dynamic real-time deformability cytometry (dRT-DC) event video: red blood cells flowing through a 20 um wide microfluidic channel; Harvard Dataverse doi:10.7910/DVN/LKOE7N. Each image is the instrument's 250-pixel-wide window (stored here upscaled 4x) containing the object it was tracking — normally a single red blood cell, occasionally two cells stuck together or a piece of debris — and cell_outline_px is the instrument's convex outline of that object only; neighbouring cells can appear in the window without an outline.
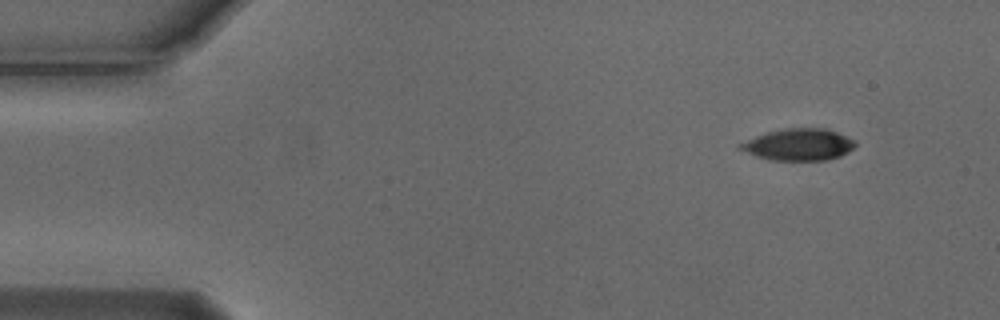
{"species": "Egyptian fruit bat (a non-hibernating species)", "species_latin": "Rousettus aegyptiacus", "temperature_condition": "cold", "stored_images_in_passage": 6, "camera_frame_rate_fps": 3000, "um_per_image_px": 0.085, "animal": {"sex": "male"}, "frame": {"image": 1, "passage_image": 1, "time_ms": 0.0, "image_size_px": [1000, 320], "cell_outline_px": [[856, 144], [848, 152], [840, 156], [828, 160], [768, 160], [756, 156], [736, 148], [736, 144], [756, 136], [768, 132], [788, 128], [824, 128], [836, 132], [856, 140]], "centroid_in_image_um": [67.86, 12.3], "position_along_channel_um": 17.1, "area_um2": 21.33}}